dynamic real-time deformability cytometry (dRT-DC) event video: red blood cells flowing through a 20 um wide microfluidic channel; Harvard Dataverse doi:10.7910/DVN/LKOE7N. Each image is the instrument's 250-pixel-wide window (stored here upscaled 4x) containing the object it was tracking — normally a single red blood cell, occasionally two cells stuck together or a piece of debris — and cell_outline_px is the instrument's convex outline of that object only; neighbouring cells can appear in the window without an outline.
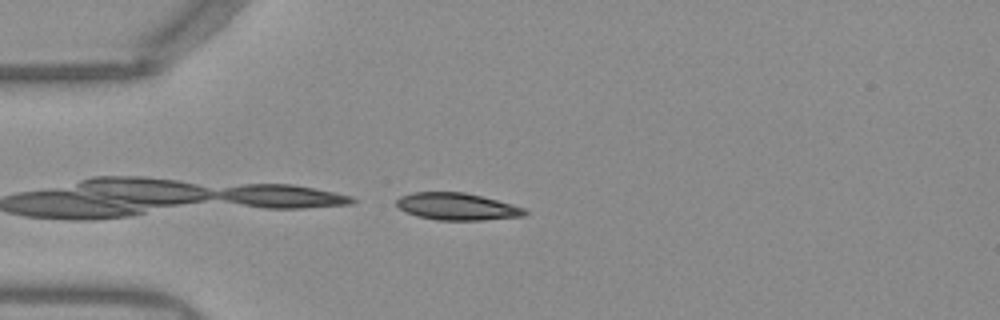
{"species": "Egyptian fruit bat (a non-hibernating species)", "species_latin": "Rousettus aegyptiacus", "temperature_condition": "warm", "stored_images_in_passage": 2, "camera_frame_rate_fps": 3000, "um_per_image_px": 0.085, "frame": {"image": 1, "passage_image": 2, "time_ms": 0.333, "image_size_px": [1000, 320], "cell_outline_px": [[528, 212], [524, 216], [480, 220], [436, 220], [416, 216], [400, 208], [396, 204], [396, 200], [400, 196], [412, 192], [464, 192], [496, 200], [524, 208]], "centroid_in_image_um": [38.82, 17.56], "position_along_channel_um": 46.2, "area_um2": 20.06}}